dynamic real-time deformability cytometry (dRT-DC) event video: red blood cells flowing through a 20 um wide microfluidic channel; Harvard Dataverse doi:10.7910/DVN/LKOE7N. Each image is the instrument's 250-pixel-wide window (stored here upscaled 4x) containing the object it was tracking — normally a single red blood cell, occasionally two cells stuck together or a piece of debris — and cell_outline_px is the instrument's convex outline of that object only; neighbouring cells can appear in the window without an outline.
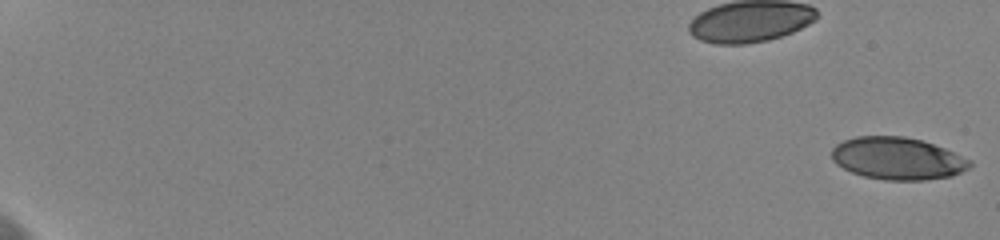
{"species": "human", "species_latin": "Homo sapiens", "temperature_condition": "cold", "stored_images_in_passage": 59, "camera_frame_rate_fps": 3000, "um_per_image_px": 0.085, "donor": {"sex": "female"}, "frame": {"image": 1, "passage_image": 1, "time_ms": 0.0, "image_size_px": [1000, 240], "cell_outline_px": [[972, 164], [968, 168], [952, 176], [924, 180], [884, 180], [864, 176], [852, 172], [836, 164], [832, 160], [832, 148], [836, 144], [844, 140], [856, 136], [904, 136], [920, 140], [944, 148], [972, 160]], "centroid_in_image_um": [76.28, 13.47], "position_along_channel_um": 8.7, "area_um2": 33.99}}
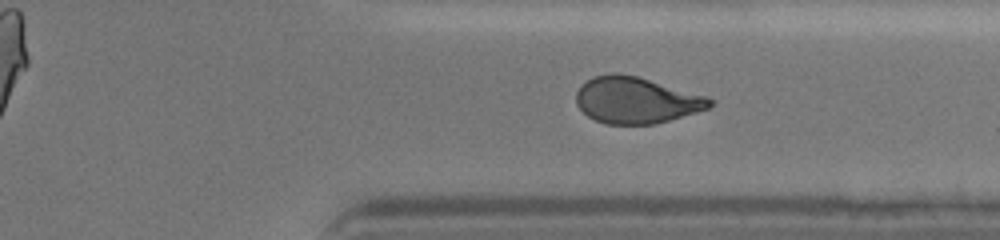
{"frame": {"image": 2, "passage_image": 48, "time_ms": 15.667, "image_size_px": [1000, 240], "cell_outline_px": [[716, 100], [708, 108], [696, 112], [656, 124], [604, 124], [588, 116], [576, 104], [576, 92], [580, 84], [592, 76], [612, 72], [620, 72], [636, 76], [708, 96]], "centroid_in_image_um": [54.06, 8.5], "position_along_channel_um": 357.3, "area_um2": 36.36}}
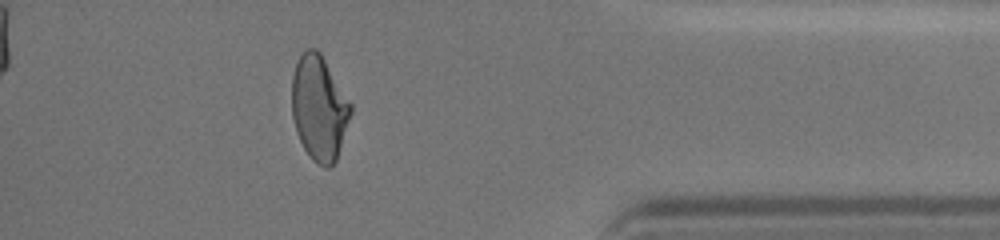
{"frame": {"image": 3, "passage_image": 54, "time_ms": 17.667, "image_size_px": [1000, 240], "cell_outline_px": [[352, 112], [336, 160], [328, 168], [324, 168], [316, 164], [312, 160], [304, 148], [296, 132], [292, 116], [292, 76], [296, 64], [304, 48], [316, 48], [320, 52], [352, 104]], "centroid_in_image_um": [27.12, 9.18], "position_along_channel_um": 408.1, "area_um2": 36.01}, "authors_computed_cell_mechanics": {"area_um2": 36.2406, "velocity_mm_per_s": 3.6347, "shape_relaxation_time_tau1_ms": 7.6105, "shape_relaxation_time_tau2_ms": 1.6803, "deformation_change_tau1": 0.1906, "deformation_change_tau2": 0.0829}}